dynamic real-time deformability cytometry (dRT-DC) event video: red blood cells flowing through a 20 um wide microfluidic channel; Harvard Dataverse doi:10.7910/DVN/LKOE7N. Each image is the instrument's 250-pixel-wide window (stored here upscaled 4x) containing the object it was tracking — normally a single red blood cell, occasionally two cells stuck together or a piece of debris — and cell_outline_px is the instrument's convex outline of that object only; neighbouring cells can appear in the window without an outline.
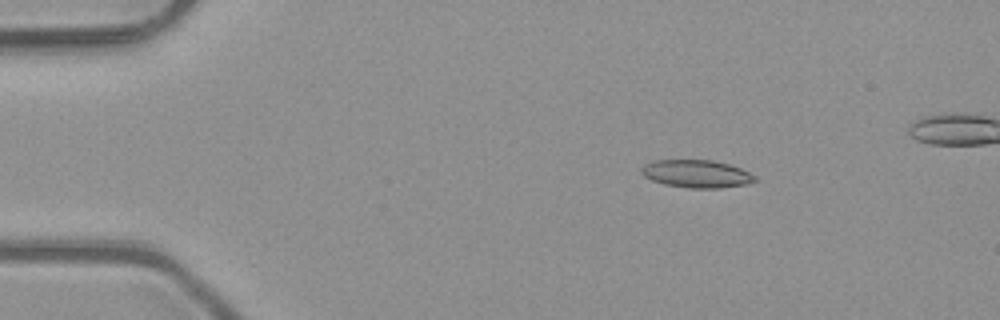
{"species": "common noctule bat (a hibernating species)", "species_latin": "Nyctalus noctula", "temperature_condition": "room temperature", "stored_images_in_passage": 4, "camera_frame_rate_fps": 3000, "um_per_image_px": 0.085, "animal": {"sex": "male", "body_mass_g": 23.1, "forearm_length_mm": 52.7}, "frame": {"image": 1, "passage_image": 1, "time_ms": 0.0, "image_size_px": [1000, 320], "cell_outline_px": [[756, 180], [744, 184], [720, 188], [688, 188], [664, 184], [652, 180], [644, 176], [640, 172], [640, 168], [644, 164], [652, 160], [712, 160], [728, 164], [740, 168], [756, 176]], "centroid_in_image_um": [59.15, 14.77], "position_along_channel_um": 25.8, "area_um2": 18.32}}